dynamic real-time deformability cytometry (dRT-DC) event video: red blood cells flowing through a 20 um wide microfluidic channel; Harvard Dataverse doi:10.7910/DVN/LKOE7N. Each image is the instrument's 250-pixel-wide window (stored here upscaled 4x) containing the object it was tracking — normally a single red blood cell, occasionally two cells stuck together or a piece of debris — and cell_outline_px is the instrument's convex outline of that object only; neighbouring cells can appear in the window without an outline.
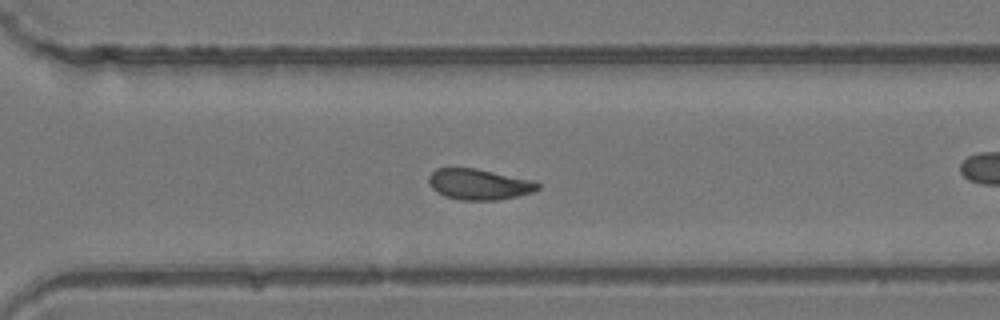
{"species": "common noctule bat (a hibernating species)", "species_latin": "Nyctalus noctula", "temperature_condition": "room temperature", "stored_images_in_passage": 52, "camera_frame_rate_fps": 3000, "um_per_image_px": 0.085, "animal": {"sex": "female", "body_mass_g": 24.6, "forearm_length_mm": 56.2}, "frame": {"image": 1, "passage_image": 37, "time_ms": 12.0, "image_size_px": [1000, 320], "cell_outline_px": [[540, 188], [532, 192], [500, 200], [460, 200], [444, 196], [436, 192], [432, 188], [428, 180], [428, 176], [436, 168], [476, 168], [536, 180], [540, 184]], "centroid_in_image_um": [40.73, 15.66], "position_along_channel_um": 329.9, "area_um2": 19.83}, "authors_computed_cell_mechanics": {"area_um2": 20.4034, "velocity_mm_per_s": 4.1303, "shape_relaxation_time_tau1_ms": null, "shape_relaxation_time_tau2_ms": 7.1099, "deformation_change_tau1": null, "deformation_change_tau2": 0.1361}}